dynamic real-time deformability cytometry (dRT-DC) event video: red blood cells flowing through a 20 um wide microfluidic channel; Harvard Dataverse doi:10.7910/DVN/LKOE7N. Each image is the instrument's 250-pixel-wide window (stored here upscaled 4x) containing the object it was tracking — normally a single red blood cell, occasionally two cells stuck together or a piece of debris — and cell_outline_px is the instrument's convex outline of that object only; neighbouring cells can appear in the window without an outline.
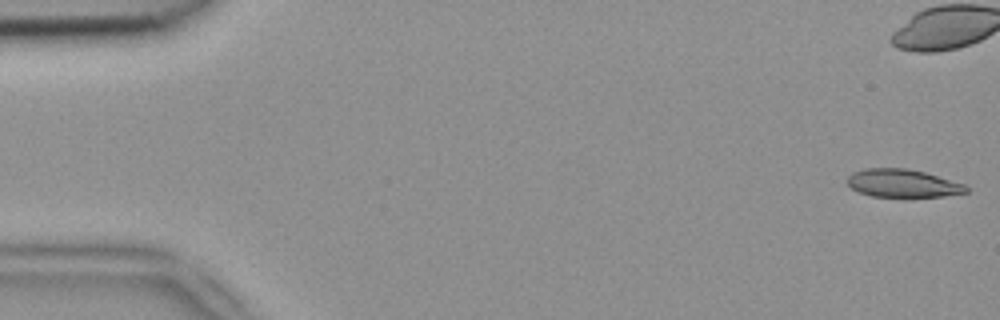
{"species": "common noctule bat (a hibernating species)", "species_latin": "Nyctalus noctula", "temperature_condition": "room temperature", "stored_images_in_passage": 5, "segment_of_instrument_passage": [2, 2], "camera_frame_rate_fps": 3000, "um_per_image_px": 0.085, "animal": {"sex": "female", "body_mass_g": 18.4}, "frame": {"image": 1, "passage_image": 5, "time_ms": 1.333, "image_size_px": [1000, 320], "cell_outline_px": [[968, 192], [944, 196], [872, 196], [860, 192], [852, 188], [848, 184], [848, 176], [852, 172], [864, 168], [904, 168], [924, 172], [964, 184], [968, 188]], "centroid_in_image_um": [76.71, 15.57], "position_along_channel_um": 8.3, "area_um2": 19.07}}